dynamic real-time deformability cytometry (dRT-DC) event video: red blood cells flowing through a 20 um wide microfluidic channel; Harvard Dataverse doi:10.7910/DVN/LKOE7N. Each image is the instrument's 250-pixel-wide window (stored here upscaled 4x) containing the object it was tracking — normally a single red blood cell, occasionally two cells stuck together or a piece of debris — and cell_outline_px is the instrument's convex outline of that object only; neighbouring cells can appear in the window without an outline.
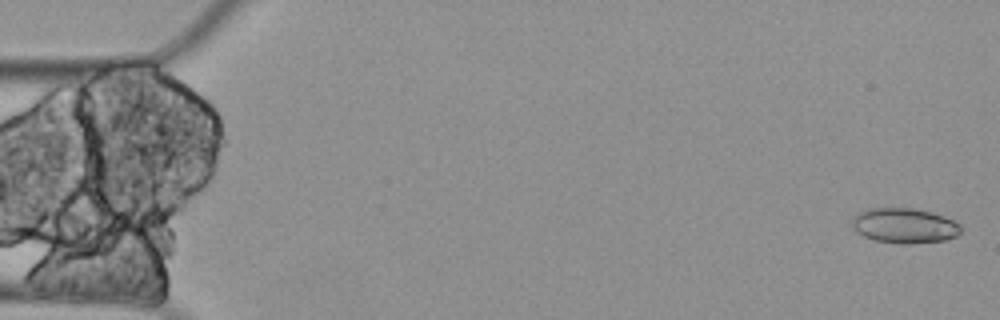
{"species": "Egyptian fruit bat (a non-hibernating species)", "species_latin": "Rousettus aegyptiacus", "temperature_condition": "cold", "stored_images_in_passage": 5, "camera_frame_rate_fps": 3000, "um_per_image_px": 0.085, "animal": {"sex": "female"}, "frame": {"image": 1, "passage_image": 1, "time_ms": 0.0, "image_size_px": [1000, 320], "cell_outline_px": [[960, 232], [956, 236], [944, 240], [908, 244], [900, 244], [876, 240], [864, 236], [856, 232], [852, 228], [852, 216], [868, 208], [912, 208], [932, 212], [944, 216], [960, 224]], "centroid_in_image_um": [76.85, 19.17], "position_along_channel_um": 8.2, "area_um2": 22.25}}
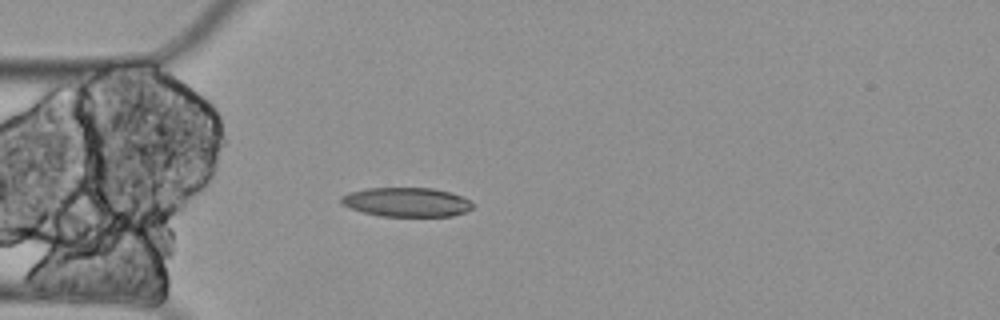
{"frame": {"image": 2, "passage_image": 5, "time_ms": 1.333, "image_size_px": [1000, 320], "cell_outline_px": [[472, 208], [464, 212], [452, 216], [380, 216], [364, 212], [352, 208], [344, 204], [340, 200], [340, 196], [348, 192], [368, 188], [432, 188], [452, 192], [468, 200], [472, 204]], "centroid_in_image_um": [34.55, 17.17], "position_along_channel_um": 50.5, "area_um2": 22.2}}